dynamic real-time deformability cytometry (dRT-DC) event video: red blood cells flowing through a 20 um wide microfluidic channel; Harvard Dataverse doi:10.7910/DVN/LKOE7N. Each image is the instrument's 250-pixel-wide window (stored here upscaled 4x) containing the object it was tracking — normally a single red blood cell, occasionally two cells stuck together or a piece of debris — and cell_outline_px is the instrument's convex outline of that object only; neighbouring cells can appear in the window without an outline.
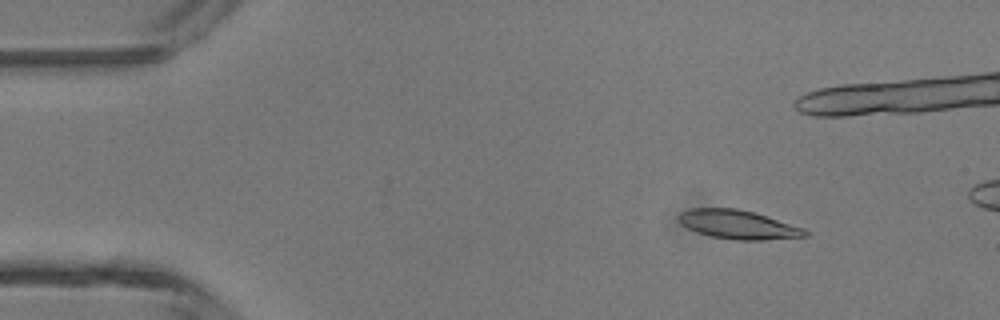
{"species": "common noctule bat (a hibernating species)", "species_latin": "Nyctalus noctula", "temperature_condition": "room temperature", "stored_images_in_passage": 4, "camera_frame_rate_fps": 3000, "um_per_image_px": 0.085, "animal": {"sex": "male", "body_mass_g": 13.3}, "frame": {"image": 1, "passage_image": 2, "time_ms": 0.333, "image_size_px": [1000, 320], "cell_outline_px": [[808, 236], [764, 240], [736, 240], [712, 236], [696, 232], [680, 224], [680, 212], [688, 208], [736, 208], [752, 212], [804, 228], [808, 232]], "centroid_in_image_um": [62.72, 19.09], "position_along_channel_um": 22.3, "area_um2": 21.04}}